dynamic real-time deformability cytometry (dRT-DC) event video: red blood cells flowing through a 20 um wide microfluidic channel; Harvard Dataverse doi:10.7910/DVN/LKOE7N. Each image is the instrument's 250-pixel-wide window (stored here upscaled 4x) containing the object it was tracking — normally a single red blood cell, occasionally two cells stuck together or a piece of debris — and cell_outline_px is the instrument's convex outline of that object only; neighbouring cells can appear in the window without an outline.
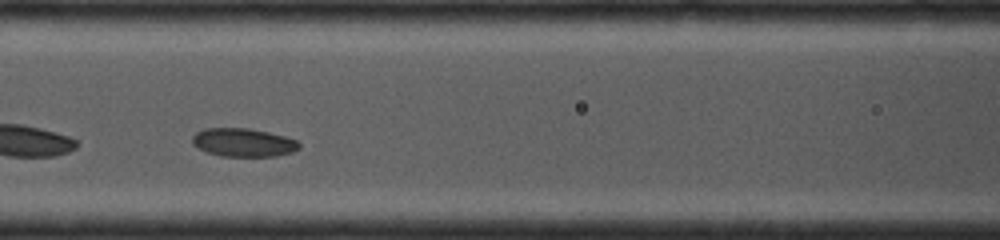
{"species": "common noctule bat (a hibernating species)", "species_latin": "Nyctalus noctula", "temperature_condition": "cold", "stored_images_in_passage": 21, "camera_frame_rate_fps": 4000, "um_per_image_px": 0.085, "animal": {"sex": "female", "body_mass_g": 19.0, "forearm_length_mm": 53.3}, "frame": {"image": 1, "passage_image": 7, "time_ms": 2.0, "image_size_px": [1000, 240], "cell_outline_px": [[300, 148], [292, 152], [276, 156], [220, 156], [208, 152], [192, 144], [192, 136], [196, 132], [204, 128], [248, 128], [268, 132], [284, 136], [296, 140], [300, 144]], "centroid_in_image_um": [20.68, 12.11], "position_along_channel_um": 145.9, "area_um2": 17.63}}
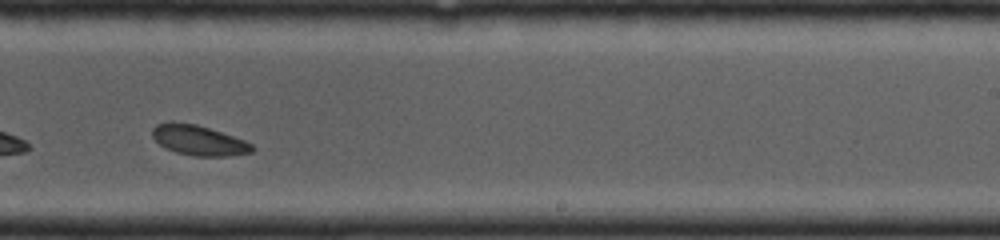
{"frame": {"image": 2, "passage_image": 15, "time_ms": 4.5, "image_size_px": [1000, 240], "cell_outline_px": [[256, 148], [252, 152], [228, 156], [192, 156], [176, 152], [164, 148], [152, 136], [152, 128], [156, 124], [172, 120], [196, 124], [244, 140], [252, 144]], "centroid_in_image_um": [16.85, 11.91], "position_along_channel_um": 272.1, "area_um2": 17.63}}
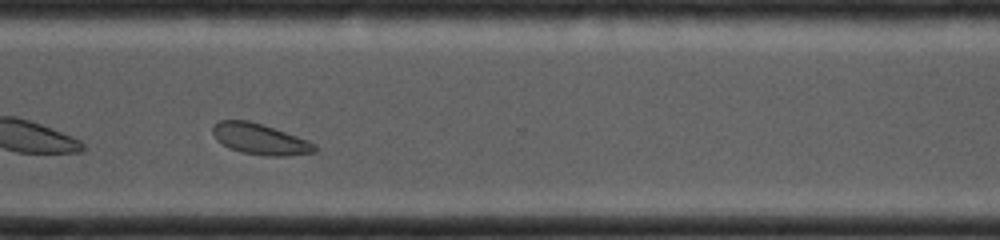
{"frame": {"image": 3, "passage_image": 18, "time_ms": 6.0, "image_size_px": [1000, 240], "cell_outline_px": [[316, 152], [288, 156], [264, 156], [240, 152], [228, 148], [216, 140], [212, 132], [212, 128], [220, 120], [248, 120], [308, 140], [316, 144]], "centroid_in_image_um": [22.09, 11.84], "position_along_channel_um": 348.5, "area_um2": 18.32}}